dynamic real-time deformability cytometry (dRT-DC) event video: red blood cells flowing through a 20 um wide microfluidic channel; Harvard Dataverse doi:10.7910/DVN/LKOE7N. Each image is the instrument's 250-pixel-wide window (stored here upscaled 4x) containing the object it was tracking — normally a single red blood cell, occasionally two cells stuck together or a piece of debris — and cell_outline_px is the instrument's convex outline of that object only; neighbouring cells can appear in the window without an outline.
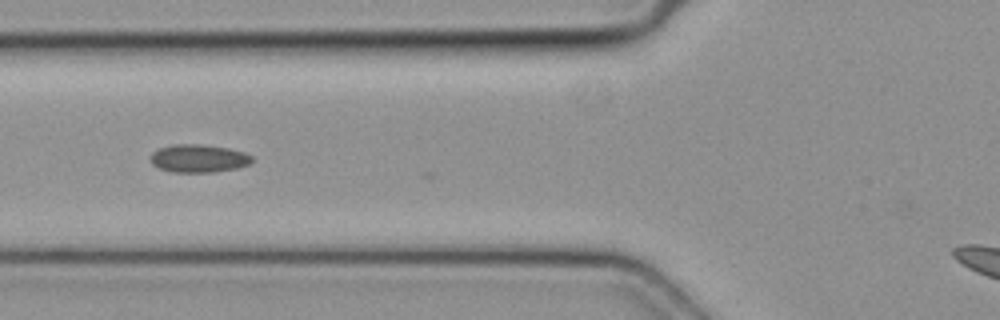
{"species": "common noctule bat (a hibernating species)", "species_latin": "Nyctalus noctula", "temperature_condition": "cold", "stored_images_in_passage": 4, "camera_frame_rate_fps": 3000, "um_per_image_px": 0.085, "animal": {"sex": "female", "body_mass_g": 19.3, "forearm_length_mm": 54.1}, "frame": {"image": 1, "passage_image": 3, "time_ms": 0.667, "image_size_px": [1000, 320], "cell_outline_px": [[252, 160], [248, 164], [236, 168], [212, 172], [172, 172], [160, 168], [152, 164], [152, 152], [160, 148], [172, 144], [200, 144], [228, 148], [244, 152], [252, 156]], "centroid_in_image_um": [16.88, 13.46], "position_along_channel_um": 108.9, "area_um2": 16.36}}